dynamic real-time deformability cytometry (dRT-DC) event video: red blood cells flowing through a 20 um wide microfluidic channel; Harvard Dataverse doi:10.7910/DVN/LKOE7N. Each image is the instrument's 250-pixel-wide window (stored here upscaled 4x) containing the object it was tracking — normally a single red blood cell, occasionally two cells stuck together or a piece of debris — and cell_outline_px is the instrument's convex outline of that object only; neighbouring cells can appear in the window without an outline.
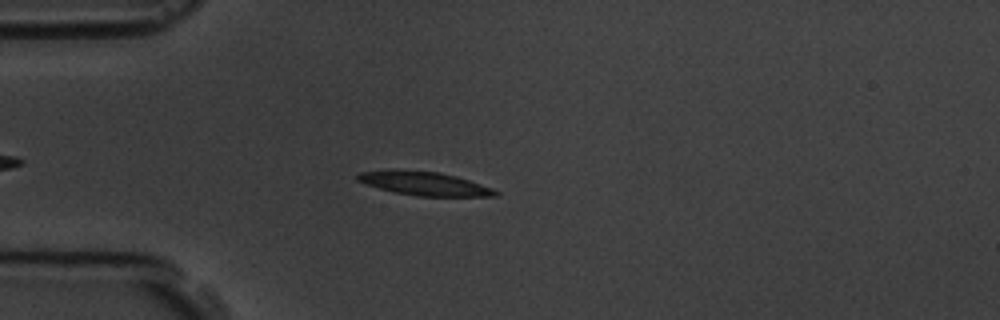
{"species": "common noctule bat (a hibernating species)", "species_latin": "Nyctalus noctula", "temperature_condition": "room temperature", "stored_images_in_passage": 12, "camera_frame_rate_fps": 3000, "um_per_image_px": 0.085, "animal": {"sex": "male", "body_mass_g": 19.5, "forearm_length_mm": 54.6}, "frame": {"image": 1, "passage_image": 1, "time_ms": 0.0, "image_size_px": [1000, 320], "cell_outline_px": [[500, 192], [496, 196], [416, 196], [396, 192], [380, 188], [356, 180], [356, 176], [360, 172], [388, 168], [396, 168], [440, 172], [456, 176], [492, 188]], "centroid_in_image_um": [36.02, 15.57], "position_along_channel_um": 49.0, "area_um2": 19.19}}
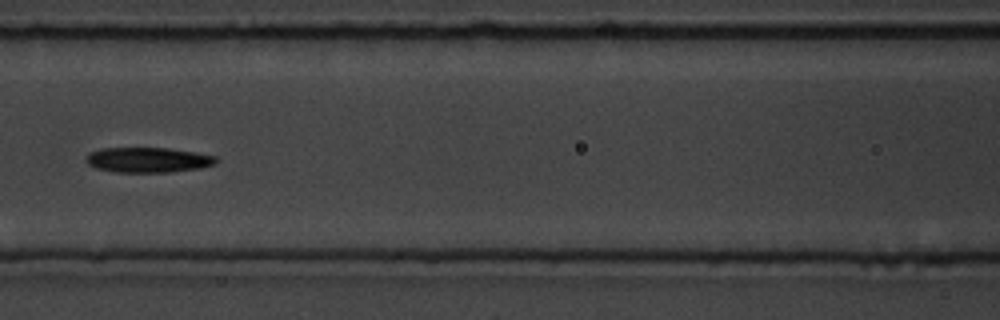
{"frame": {"image": 2, "passage_image": 4, "time_ms": 3.333, "image_size_px": [1000, 320], "cell_outline_px": [[216, 164], [200, 168], [172, 172], [112, 172], [96, 168], [88, 164], [88, 156], [92, 152], [100, 148], [168, 148], [196, 152], [216, 156]], "centroid_in_image_um": [12.62, 13.59], "position_along_channel_um": 154.0, "area_um2": 18.96}}
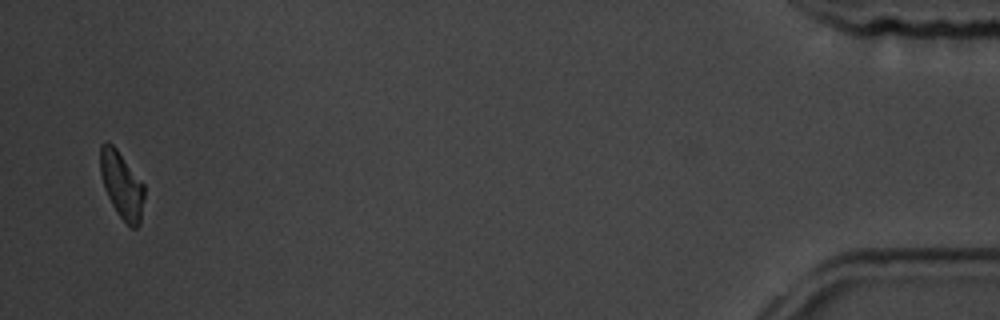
{"frame": {"image": 3, "passage_image": 12, "time_ms": 13.333, "image_size_px": [1000, 320], "cell_outline_px": [[144, 196], [140, 224], [136, 228], [132, 228], [116, 212], [104, 188], [100, 172], [100, 144], [104, 140], [112, 144], [116, 148], [144, 184]], "centroid_in_image_um": [10.34, 15.7], "position_along_channel_um": 424.9, "area_um2": 17.05}, "authors_computed_cell_mechanics": {"area_um2": 18.7561, "velocity_mm_per_s": 3.5746, "shape_relaxation_time_tau1_ms": 4.3476, "shape_relaxation_time_tau2_ms": null, "deformation_change_tau1": 0.1066, "deformation_change_tau2": null}}